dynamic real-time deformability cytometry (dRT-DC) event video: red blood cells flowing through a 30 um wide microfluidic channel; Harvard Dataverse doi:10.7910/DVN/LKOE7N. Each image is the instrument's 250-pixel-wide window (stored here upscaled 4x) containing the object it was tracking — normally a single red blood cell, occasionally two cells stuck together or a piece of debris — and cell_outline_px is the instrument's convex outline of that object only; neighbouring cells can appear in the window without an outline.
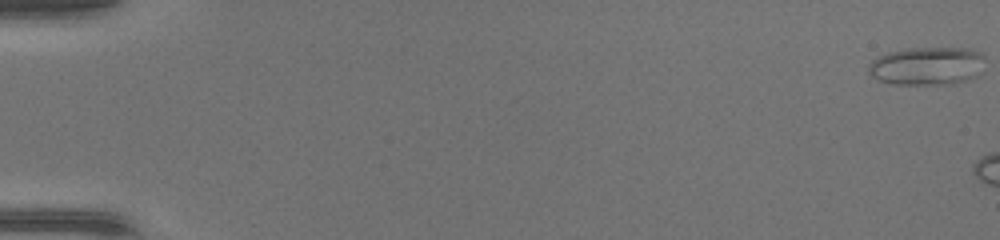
{"species": "common noctule bat (a hibernating species)", "species_latin": "Nyctalus noctula", "temperature_condition": "warm", "stored_images_in_passage": 14, "camera_frame_rate_fps": 3000, "um_per_image_px": 0.085, "animal": {"sex": "female", "body_mass_g": 17.0, "forearm_length_mm": 48.0}, "frame": {"image": 1, "passage_image": 1, "time_ms": 0.0, "image_size_px": [1000, 240], "cell_outline_px": [[984, 56], [980, 76], [956, 84], [892, 84], [876, 80], [868, 72], [868, 64], [876, 56], [888, 52], [908, 48], [972, 48], [980, 52]], "centroid_in_image_um": [78.8, 5.61], "position_along_channel_um": 6.2, "area_um2": 26.47}}